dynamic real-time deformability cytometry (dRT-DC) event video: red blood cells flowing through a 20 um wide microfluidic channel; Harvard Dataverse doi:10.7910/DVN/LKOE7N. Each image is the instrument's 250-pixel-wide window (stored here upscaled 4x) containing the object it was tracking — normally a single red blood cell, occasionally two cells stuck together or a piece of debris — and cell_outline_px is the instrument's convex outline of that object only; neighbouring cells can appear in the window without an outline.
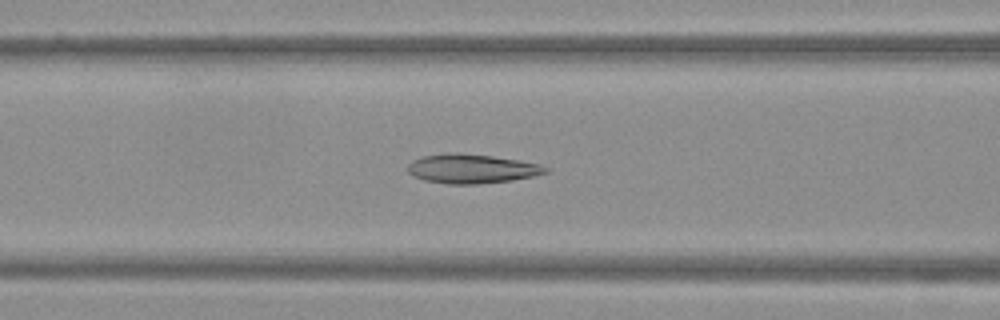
{"species": "Egyptian fruit bat (a non-hibernating species)", "species_latin": "Rousettus aegyptiacus", "temperature_condition": "warm", "stored_images_in_passage": 51, "camera_frame_rate_fps": 3000, "um_per_image_px": 0.085, "frame": {"image": 1, "passage_image": 21, "time_ms": 6.667, "image_size_px": [1000, 320], "cell_outline_px": [[548, 172], [532, 176], [512, 180], [480, 184], [448, 184], [424, 180], [412, 176], [408, 172], [408, 164], [412, 160], [424, 156], [448, 152], [460, 152], [492, 156], [520, 160], [540, 164], [548, 168]], "centroid_in_image_um": [40.07, 14.33], "position_along_channel_um": 126.5, "area_um2": 23.64}}
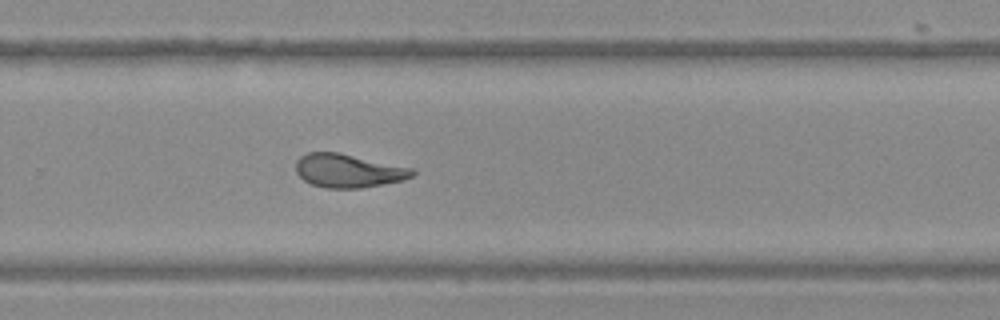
{"frame": {"image": 2, "passage_image": 34, "time_ms": 11.0, "image_size_px": [1000, 320], "cell_outline_px": [[416, 172], [412, 176], [404, 180], [360, 188], [324, 188], [312, 184], [304, 180], [296, 172], [296, 160], [300, 156], [308, 152], [340, 152], [416, 168]], "centroid_in_image_um": [29.64, 14.5], "position_along_channel_um": 300.2, "area_um2": 23.06}}
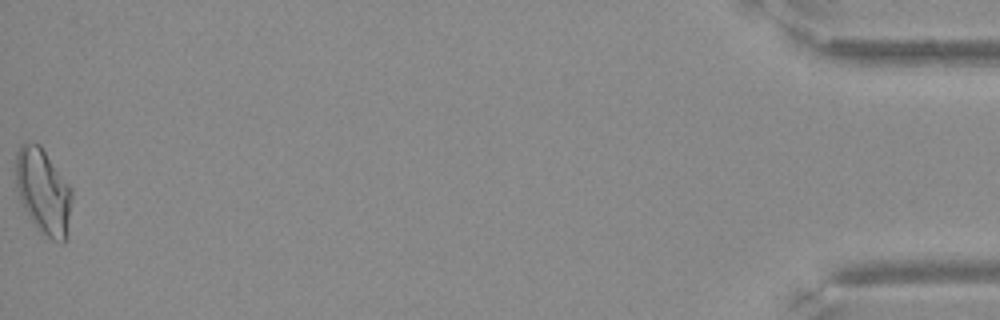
{"frame": {"image": 3, "passage_image": 51, "time_ms": 16.667, "image_size_px": [1000, 320], "cell_outline_px": [[72, 196], [64, 244], [60, 244], [52, 240], [36, 228], [28, 216], [16, 192], [16, 152], [20, 144], [24, 140], [40, 144], [72, 188]], "centroid_in_image_um": [3.65, 16.23], "position_along_channel_um": 431.6, "area_um2": 28.15}}